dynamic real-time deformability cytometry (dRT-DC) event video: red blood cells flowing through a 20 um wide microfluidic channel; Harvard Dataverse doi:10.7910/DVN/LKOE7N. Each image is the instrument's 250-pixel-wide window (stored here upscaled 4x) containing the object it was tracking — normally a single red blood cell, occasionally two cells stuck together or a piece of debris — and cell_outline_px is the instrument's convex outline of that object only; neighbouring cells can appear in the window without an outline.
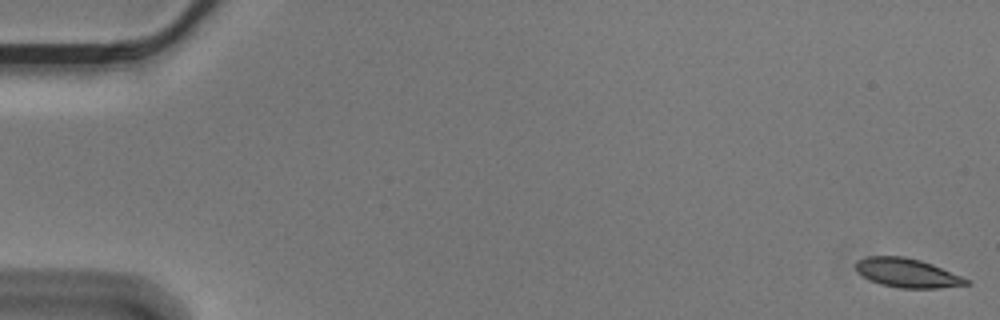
{"species": "Egyptian fruit bat (a non-hibernating species)", "species_latin": "Rousettus aegyptiacus", "temperature_condition": "cold", "stored_images_in_passage": 57, "camera_frame_rate_fps": 3000, "um_per_image_px": 0.085, "animal": {"sex": "male"}, "frame": {"image": 1, "passage_image": 1, "time_ms": 0.0, "image_size_px": [1000, 320], "cell_outline_px": [[972, 284], [940, 288], [900, 288], [880, 284], [856, 272], [852, 264], [856, 260], [864, 256], [904, 256], [920, 260], [932, 264], [972, 280]], "centroid_in_image_um": [77.1, 23.19], "position_along_channel_um": 7.9, "area_um2": 19.02}}
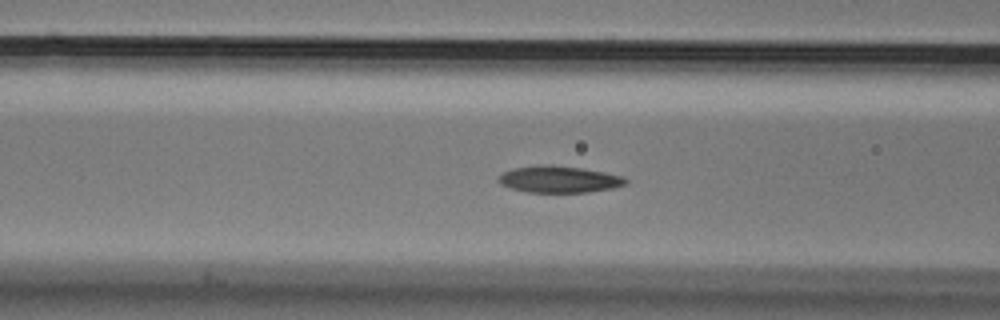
{"frame": {"image": 2, "passage_image": 23, "time_ms": 7.333, "image_size_px": [1000, 320], "cell_outline_px": [[628, 184], [612, 188], [588, 192], [528, 192], [508, 188], [500, 184], [496, 180], [496, 176], [512, 168], [544, 164], [552, 164], [580, 168], [604, 172], [624, 176], [628, 180]], "centroid_in_image_um": [47.48, 15.24], "position_along_channel_um": 119.1, "area_um2": 20.06}}
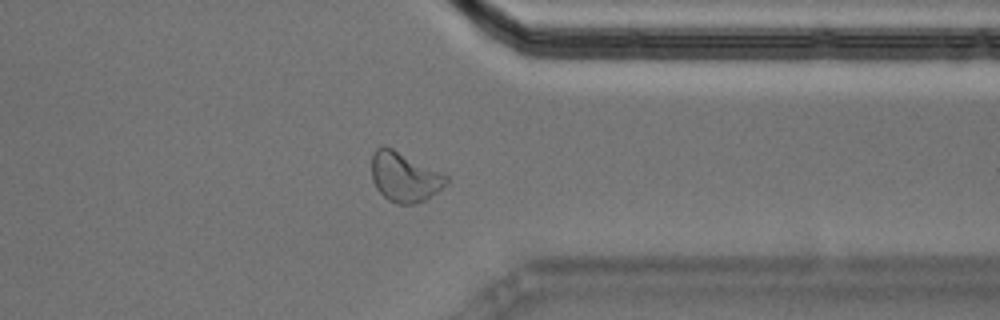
{"frame": {"image": 3, "passage_image": 45, "time_ms": 14.667, "image_size_px": [1000, 320], "cell_outline_px": [[448, 184], [424, 200], [416, 204], [400, 204], [388, 200], [376, 188], [372, 180], [372, 156], [376, 148], [384, 144], [448, 176]], "centroid_in_image_um": [34.36, 15.04], "position_along_channel_um": 377.0, "area_um2": 21.39}, "authors_computed_cell_mechanics": {"area_um2": 19.5364, "velocity_mm_per_s": 3.5589, "shape_relaxation_time_tau1_ms": 3.7466, "shape_relaxation_time_tau2_ms": 2.3916, "deformation_change_tau1": 0.1254, "deformation_change_tau2": 0.082}}